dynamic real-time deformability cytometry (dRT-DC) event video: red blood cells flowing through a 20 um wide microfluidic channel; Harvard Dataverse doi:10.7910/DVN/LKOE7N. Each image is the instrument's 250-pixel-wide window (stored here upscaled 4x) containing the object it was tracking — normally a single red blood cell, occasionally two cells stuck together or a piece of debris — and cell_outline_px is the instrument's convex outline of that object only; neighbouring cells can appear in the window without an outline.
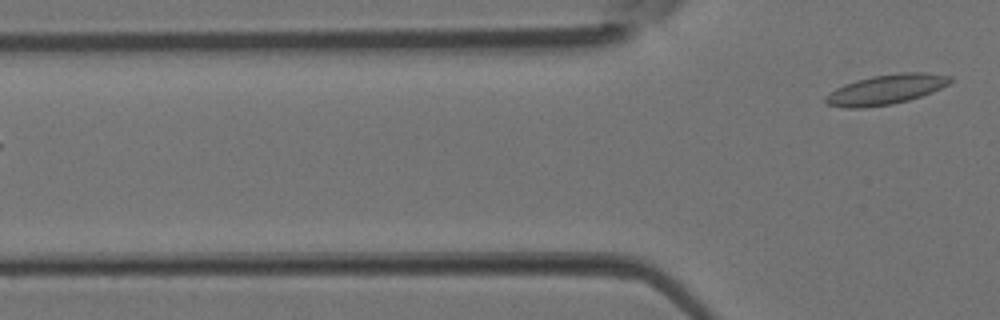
{"species": "Egyptian fruit bat (a non-hibernating species)", "species_latin": "Rousettus aegyptiacus", "temperature_condition": "room temperature", "stored_images_in_passage": 4, "camera_frame_rate_fps": 3000, "um_per_image_px": 0.085, "animal": {"sex": "female"}, "frame": {"image": 1, "passage_image": 4, "time_ms": 1.0, "image_size_px": [1000, 320], "cell_outline_px": [[952, 80], [948, 84], [932, 92], [908, 100], [892, 104], [864, 108], [844, 108], [828, 104], [824, 100], [824, 96], [836, 88], [844, 84], [856, 80], [872, 76], [900, 72], [924, 72], [952, 76]], "centroid_in_image_um": [75.29, 7.6], "position_along_channel_um": 50.5, "area_um2": 21.73}}